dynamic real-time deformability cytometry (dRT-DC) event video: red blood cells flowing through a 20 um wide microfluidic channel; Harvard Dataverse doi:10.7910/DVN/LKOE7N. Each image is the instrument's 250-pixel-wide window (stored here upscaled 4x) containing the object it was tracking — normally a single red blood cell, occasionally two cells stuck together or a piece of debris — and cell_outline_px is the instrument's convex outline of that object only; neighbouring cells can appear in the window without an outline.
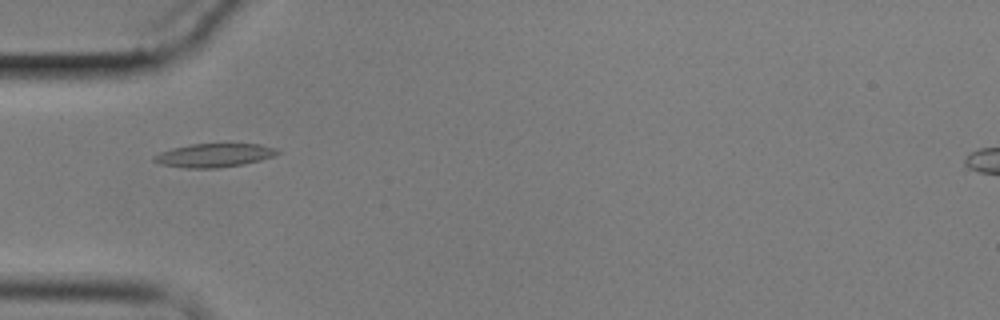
{"species": "common noctule bat (a hibernating species)", "species_latin": "Nyctalus noctula", "temperature_condition": "cold", "stored_images_in_passage": 8, "camera_frame_rate_fps": 3000, "um_per_image_px": 0.085, "animal": {"sex": "male", "body_mass_g": 17.9}, "frame": {"image": 1, "passage_image": 5, "time_ms": 4.333, "image_size_px": [1000, 320], "cell_outline_px": [[280, 152], [276, 156], [244, 164], [216, 168], [184, 168], [160, 164], [152, 160], [152, 156], [160, 152], [172, 148], [188, 144], [260, 144], [276, 148]], "centroid_in_image_um": [18.19, 13.2], "position_along_channel_um": 66.8, "area_um2": 17.11}}
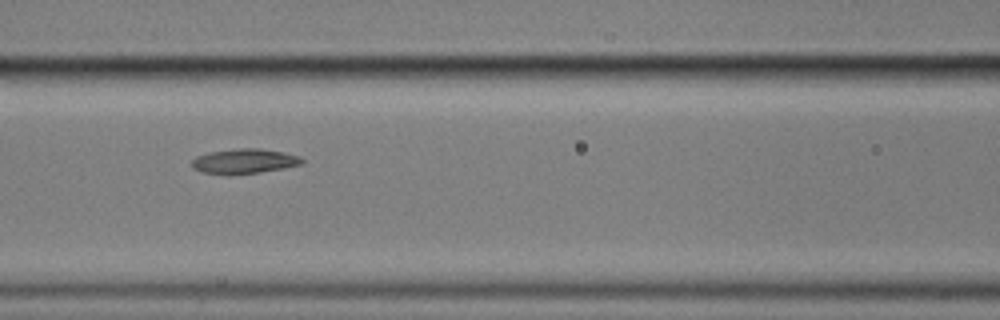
{"frame": {"image": 2, "passage_image": 7, "time_ms": 6.667, "image_size_px": [1000, 320], "cell_outline_px": [[304, 164], [284, 168], [260, 172], [228, 176], [224, 176], [200, 172], [192, 168], [192, 160], [196, 156], [212, 152], [240, 148], [260, 148], [284, 152], [300, 156], [304, 160]], "centroid_in_image_um": [20.76, 13.73], "position_along_channel_um": 145.8, "area_um2": 16.3}}
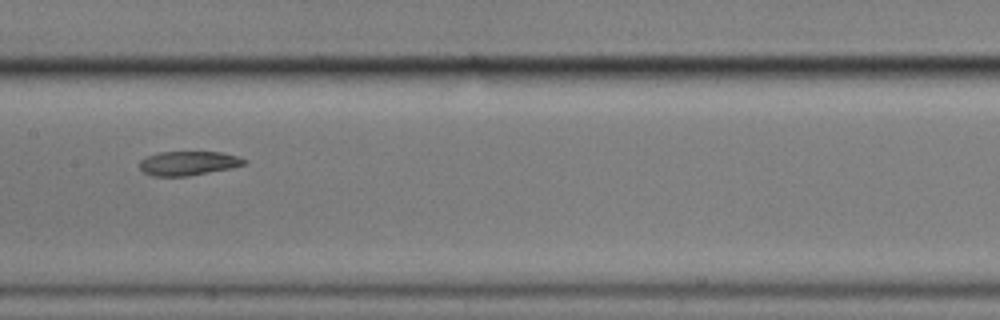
{"frame": {"image": 3, "passage_image": 8, "time_ms": 8.0, "image_size_px": [1000, 320], "cell_outline_px": [[248, 160], [244, 164], [232, 168], [188, 176], [152, 176], [144, 172], [140, 168], [140, 160], [144, 156], [160, 152], [220, 152], [236, 156]], "centroid_in_image_um": [15.98, 13.87], "position_along_channel_um": 191.4, "area_um2": 14.74}}